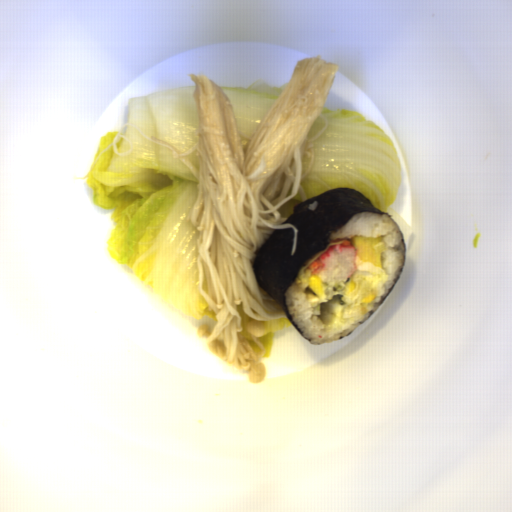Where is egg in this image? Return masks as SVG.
<instances>
[{
  "mask_svg": "<svg viewBox=\"0 0 512 512\" xmlns=\"http://www.w3.org/2000/svg\"><path fill=\"white\" fill-rule=\"evenodd\" d=\"M350 239L357 252V270L349 280L345 296L349 304H370L389 279L382 262V253L387 249L385 240L383 235Z\"/></svg>",
  "mask_w": 512,
  "mask_h": 512,
  "instance_id": "d2b9013d",
  "label": "egg"
},
{
  "mask_svg": "<svg viewBox=\"0 0 512 512\" xmlns=\"http://www.w3.org/2000/svg\"><path fill=\"white\" fill-rule=\"evenodd\" d=\"M308 288L320 299L325 292V281L317 273L311 274L308 279Z\"/></svg>",
  "mask_w": 512,
  "mask_h": 512,
  "instance_id": "2799bb9f",
  "label": "egg"
}]
</instances>
